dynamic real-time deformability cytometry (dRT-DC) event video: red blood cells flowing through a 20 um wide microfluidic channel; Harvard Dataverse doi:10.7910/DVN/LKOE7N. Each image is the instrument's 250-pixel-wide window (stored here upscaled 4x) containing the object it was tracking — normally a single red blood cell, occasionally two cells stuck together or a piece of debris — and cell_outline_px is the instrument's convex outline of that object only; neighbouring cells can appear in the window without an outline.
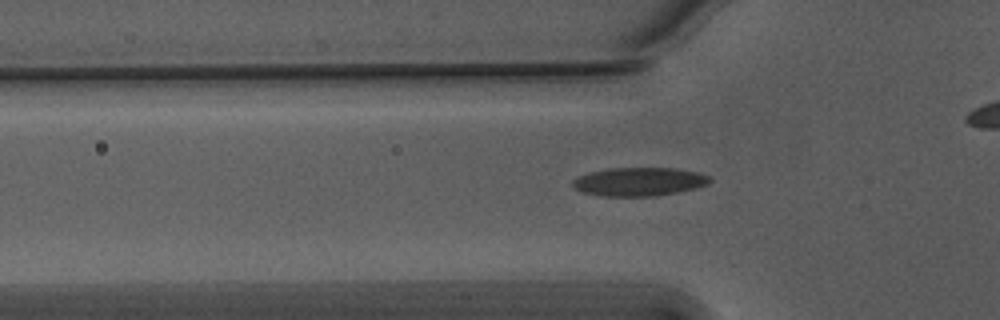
{"species": "Egyptian fruit bat (a non-hibernating species)", "species_latin": "Rousettus aegyptiacus", "temperature_condition": "warm", "stored_images_in_passage": 44, "camera_frame_rate_fps": 3000, "um_per_image_px": 0.085, "animal": {"sex": "male"}, "frame": {"image": 1, "passage_image": 17, "time_ms": 5.333, "image_size_px": [1000, 320], "cell_outline_px": [[712, 180], [708, 184], [696, 188], [656, 196], [600, 196], [584, 192], [576, 188], [572, 184], [572, 180], [588, 172], [612, 168], [672, 168], [696, 172], [708, 176]], "centroid_in_image_um": [54.32, 15.44], "position_along_channel_um": 71.5, "area_um2": 22.6}}
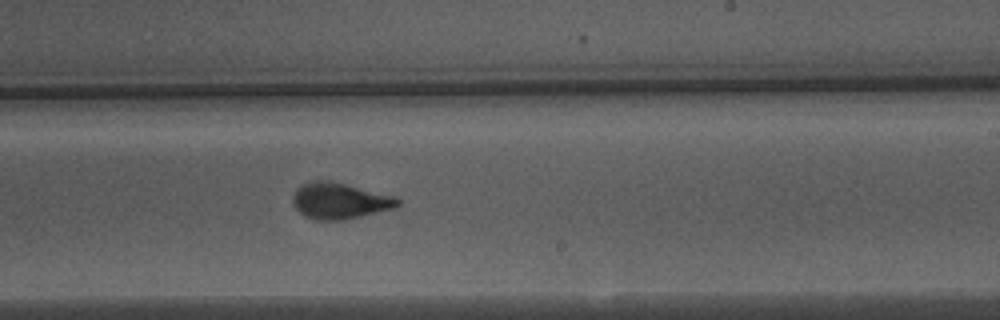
{"frame": {"image": 2, "passage_image": 32, "time_ms": 10.333, "image_size_px": [1000, 320], "cell_outline_px": [[400, 204], [396, 208], [344, 220], [316, 220], [304, 216], [296, 208], [292, 200], [292, 196], [304, 184], [316, 180], [328, 180], [396, 196], [400, 200]], "centroid_in_image_um": [28.92, 17.08], "position_along_channel_um": 260.1, "area_um2": 21.96}}
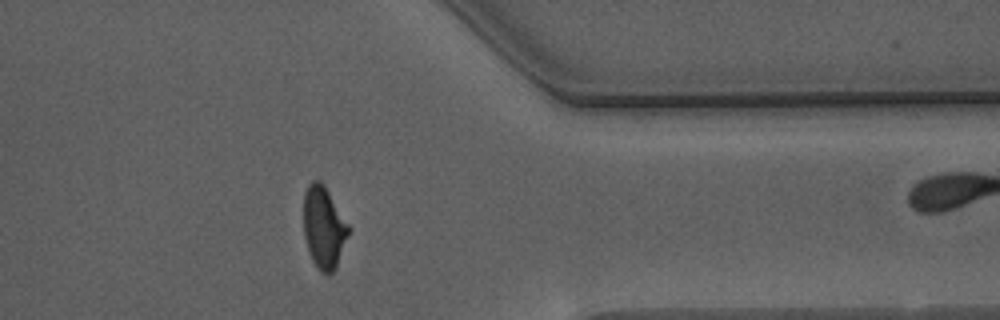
{"frame": {"image": 3, "passage_image": 43, "time_ms": 14.0, "image_size_px": [1000, 320], "cell_outline_px": [[348, 236], [336, 264], [332, 272], [328, 276], [320, 272], [312, 260], [304, 236], [304, 192], [308, 184], [312, 180], [320, 180], [324, 184], [348, 224]], "centroid_in_image_um": [27.49, 19.31], "position_along_channel_um": 383.9, "area_um2": 21.15}}